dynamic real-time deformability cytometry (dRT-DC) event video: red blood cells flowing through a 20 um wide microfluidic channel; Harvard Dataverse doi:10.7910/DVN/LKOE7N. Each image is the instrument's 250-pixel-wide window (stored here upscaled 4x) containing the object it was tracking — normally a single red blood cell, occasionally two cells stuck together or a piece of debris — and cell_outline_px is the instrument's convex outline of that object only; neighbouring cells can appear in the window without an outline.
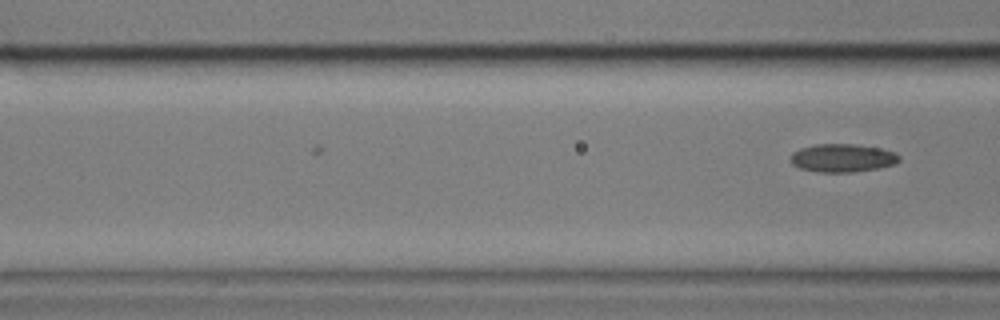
{"species": "common noctule bat (a hibernating species)", "species_latin": "Nyctalus noctula", "temperature_condition": "cold", "stored_images_in_passage": 5, "camera_frame_rate_fps": 3000, "um_per_image_px": 0.085, "animal": {"sex": "male", "body_mass_g": 17.9}, "frame": {"image": 1, "passage_image": 5, "time_ms": 5.667, "image_size_px": [1000, 320], "cell_outline_px": [[900, 160], [896, 164], [876, 168], [852, 172], [816, 172], [800, 168], [792, 164], [792, 152], [800, 148], [816, 144], [856, 144], [880, 148], [896, 152], [900, 156]], "centroid_in_image_um": [71.63, 13.42], "position_along_channel_um": 95.0, "area_um2": 17.86}}